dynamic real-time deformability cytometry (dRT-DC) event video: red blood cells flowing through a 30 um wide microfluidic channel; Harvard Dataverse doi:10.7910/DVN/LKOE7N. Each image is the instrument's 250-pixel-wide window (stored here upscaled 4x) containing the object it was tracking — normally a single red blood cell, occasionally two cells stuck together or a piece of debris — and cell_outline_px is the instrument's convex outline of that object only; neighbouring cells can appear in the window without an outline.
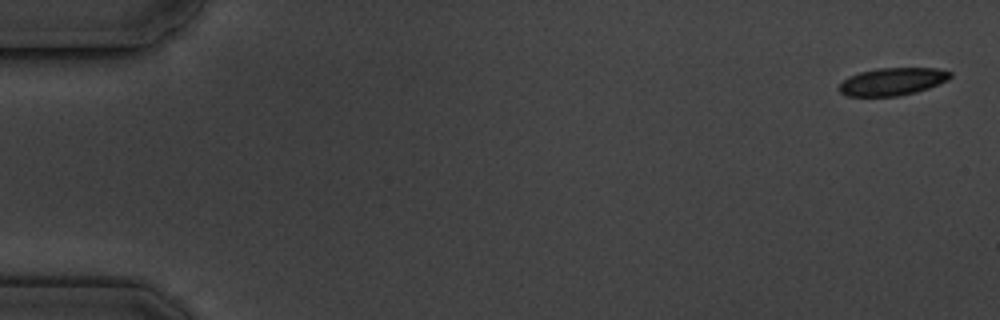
{"species": "common noctule bat (a hibernating species)", "species_latin": "Nyctalus noctula", "temperature_condition": "cold", "stored_images_in_passage": 7, "camera_frame_rate_fps": 3000, "um_per_image_px": 0.085, "animal": {"sex": "male", "body_mass_g": 19.5, "forearm_length_mm": 54.6}, "frame": {"image": 1, "passage_image": 1, "time_ms": 0.0, "image_size_px": [1000, 320], "cell_outline_px": [[952, 76], [948, 80], [928, 88], [916, 92], [896, 96], [844, 96], [836, 88], [848, 76], [860, 72], [880, 68], [936, 68], [952, 72]], "centroid_in_image_um": [75.83, 6.93], "position_along_channel_um": 9.2, "area_um2": 17.92}}
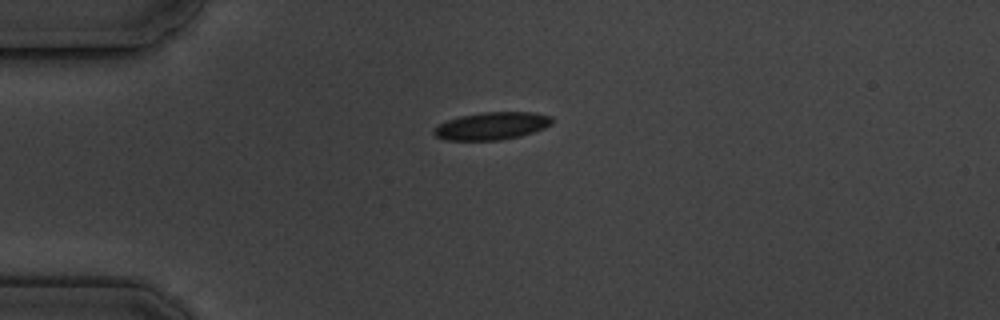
{"frame": {"image": 2, "passage_image": 5, "time_ms": 4.333, "image_size_px": [1000, 320], "cell_outline_px": [[552, 124], [544, 128], [520, 136], [500, 140], [448, 140], [436, 136], [432, 132], [440, 124], [448, 120], [460, 116], [484, 112], [536, 112], [552, 116]], "centroid_in_image_um": [41.84, 10.7], "position_along_channel_um": 43.2, "area_um2": 18.84}}